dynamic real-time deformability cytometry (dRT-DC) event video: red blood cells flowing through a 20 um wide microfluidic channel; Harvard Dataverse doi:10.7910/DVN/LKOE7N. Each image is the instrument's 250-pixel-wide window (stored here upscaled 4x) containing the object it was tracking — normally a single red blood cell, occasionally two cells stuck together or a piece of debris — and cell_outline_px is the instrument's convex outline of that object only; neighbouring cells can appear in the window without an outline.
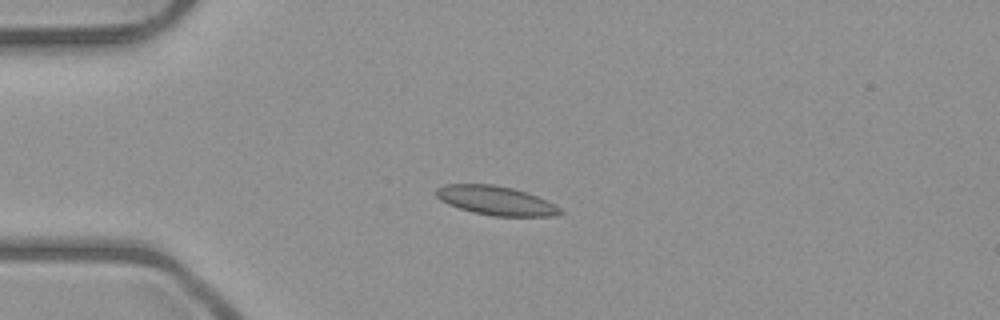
{"species": "common noctule bat (a hibernating species)", "species_latin": "Nyctalus noctula", "temperature_condition": "room temperature", "stored_images_in_passage": 5, "camera_frame_rate_fps": 3000, "um_per_image_px": 0.085, "animal": {"sex": "male", "body_mass_g": 23.1, "forearm_length_mm": 52.7}, "frame": {"image": 1, "passage_image": 3, "time_ms": 2.333, "image_size_px": [1000, 320], "cell_outline_px": [[564, 212], [552, 216], [492, 216], [472, 212], [448, 204], [440, 200], [436, 196], [436, 188], [444, 184], [492, 184], [512, 188], [528, 192], [560, 208]], "centroid_in_image_um": [42.11, 17.04], "position_along_channel_um": 42.9, "area_um2": 20.87}}
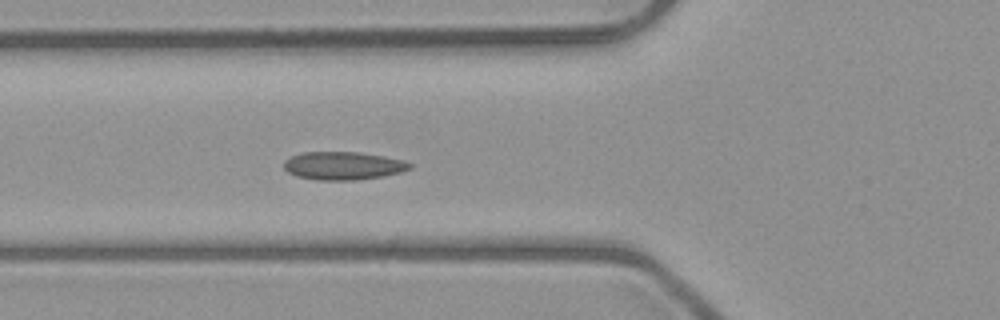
{"frame": {"image": 2, "passage_image": 5, "time_ms": 4.333, "image_size_px": [1000, 320], "cell_outline_px": [[412, 168], [400, 172], [384, 176], [356, 180], [316, 180], [296, 176], [288, 172], [284, 168], [284, 160], [292, 156], [304, 152], [360, 152], [384, 156], [404, 160], [412, 164]], "centroid_in_image_um": [29.18, 14.09], "position_along_channel_um": 96.6, "area_um2": 20.69}}